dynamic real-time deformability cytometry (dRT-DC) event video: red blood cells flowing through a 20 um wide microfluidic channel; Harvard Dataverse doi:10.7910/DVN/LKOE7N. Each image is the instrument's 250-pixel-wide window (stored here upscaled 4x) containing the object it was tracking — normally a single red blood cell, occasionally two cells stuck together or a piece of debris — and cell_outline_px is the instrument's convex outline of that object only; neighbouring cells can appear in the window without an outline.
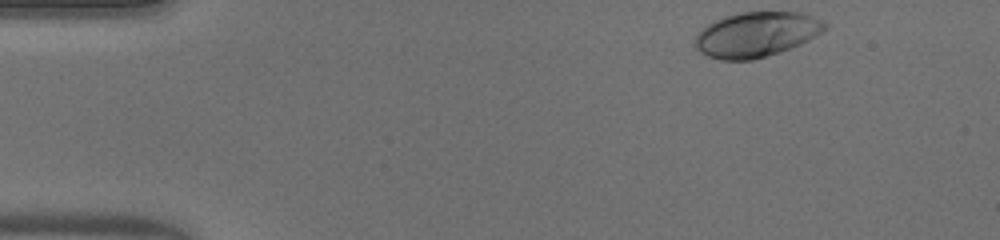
{"species": "human", "species_latin": "Homo sapiens", "temperature_condition": "warm", "stored_images_in_passage": 38, "camera_frame_rate_fps": 3000, "um_per_image_px": 0.085, "donor": {"sex": "male"}, "frame": {"image": 1, "passage_image": 1, "time_ms": 0.0, "image_size_px": [1000, 240], "cell_outline_px": [[828, 28], [808, 40], [800, 44], [780, 52], [752, 60], [720, 60], [708, 56], [700, 52], [696, 48], [696, 32], [712, 20], [724, 16], [740, 12], [800, 12], [812, 16], [828, 24]], "centroid_in_image_um": [64.26, 2.92], "position_along_channel_um": 20.7, "area_um2": 34.16}}
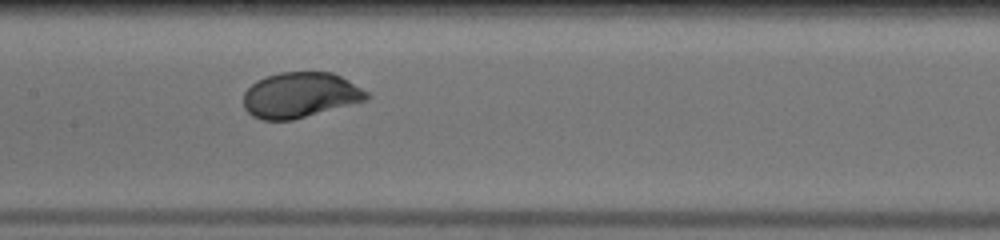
{"frame": {"image": 2, "passage_image": 20, "time_ms": 6.333, "image_size_px": [1000, 240], "cell_outline_px": [[372, 96], [368, 100], [292, 120], [264, 120], [252, 116], [244, 108], [244, 92], [256, 80], [280, 72], [332, 72], [348, 80], [368, 92]], "centroid_in_image_um": [25.53, 8.08], "position_along_channel_um": 181.9, "area_um2": 32.6}}
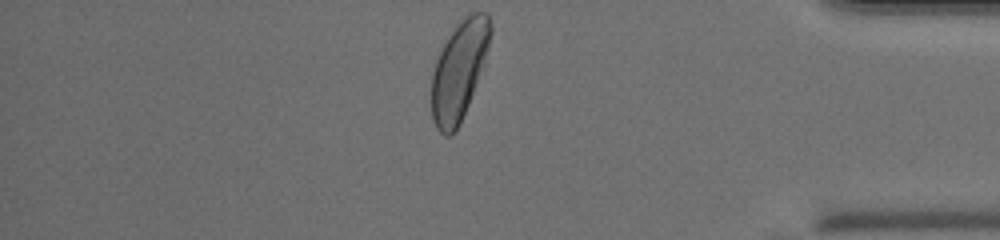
{"frame": {"image": 3, "passage_image": 38, "time_ms": 12.333, "image_size_px": [1000, 240], "cell_outline_px": [[492, 32], [468, 104], [460, 124], [448, 136], [444, 136], [436, 128], [432, 120], [432, 72], [436, 60], [448, 36], [472, 12], [488, 12], [492, 28]], "centroid_in_image_um": [38.99, 6.02], "position_along_channel_um": 396.2, "area_um2": 32.6}, "authors_computed_cell_mechanics": {"area_um2": 33.0038, "velocity_mm_per_s": 4.0642, "shape_relaxation_time_tau1_ms": 2.7771, "shape_relaxation_time_tau2_ms": null, "deformation_change_tau1": 0.1856, "deformation_change_tau2": null}}